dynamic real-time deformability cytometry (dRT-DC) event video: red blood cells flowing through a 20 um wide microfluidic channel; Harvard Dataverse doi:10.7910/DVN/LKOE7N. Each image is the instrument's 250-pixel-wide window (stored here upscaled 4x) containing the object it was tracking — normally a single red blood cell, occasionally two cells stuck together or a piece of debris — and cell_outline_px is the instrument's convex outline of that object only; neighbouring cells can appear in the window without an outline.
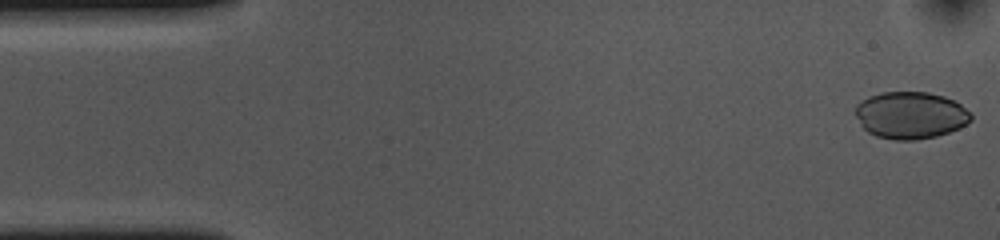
{"species": "common noctule bat (a hibernating species)", "species_latin": "Nyctalus noctula", "temperature_condition": "cold", "stored_images_in_passage": 15, "camera_frame_rate_fps": 3000, "um_per_image_px": 0.085, "animal": {"sex": "female", "body_mass_g": 10.0, "forearm_length_mm": 53.1}, "frame": {"image": 1, "passage_image": 1, "time_ms": 0.0, "image_size_px": [1000, 240], "cell_outline_px": [[972, 120], [960, 128], [936, 136], [916, 140], [896, 140], [876, 136], [868, 132], [864, 128], [856, 116], [856, 104], [860, 100], [868, 96], [880, 92], [928, 92], [944, 96], [960, 104], [972, 116]], "centroid_in_image_um": [77.38, 9.79], "position_along_channel_um": 7.6, "area_um2": 31.67}}
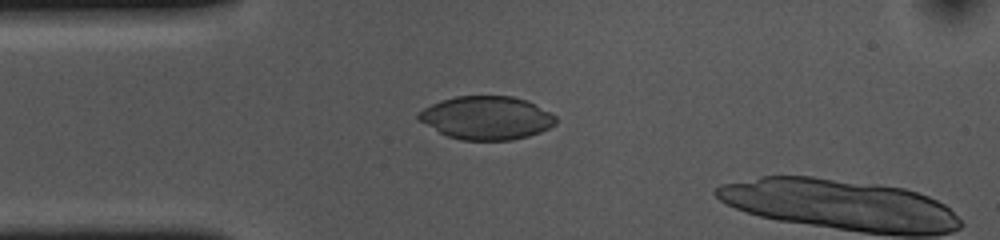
{"frame": {"image": 2, "passage_image": 12, "time_ms": 3.667, "image_size_px": [1000, 240], "cell_outline_px": [[556, 124], [540, 132], [528, 136], [512, 140], [460, 140], [448, 136], [440, 132], [420, 120], [416, 116], [424, 108], [440, 100], [456, 96], [512, 96], [528, 100], [552, 112], [556, 116]], "centroid_in_image_um": [41.41, 10.01], "position_along_channel_um": 43.6, "area_um2": 34.62}}